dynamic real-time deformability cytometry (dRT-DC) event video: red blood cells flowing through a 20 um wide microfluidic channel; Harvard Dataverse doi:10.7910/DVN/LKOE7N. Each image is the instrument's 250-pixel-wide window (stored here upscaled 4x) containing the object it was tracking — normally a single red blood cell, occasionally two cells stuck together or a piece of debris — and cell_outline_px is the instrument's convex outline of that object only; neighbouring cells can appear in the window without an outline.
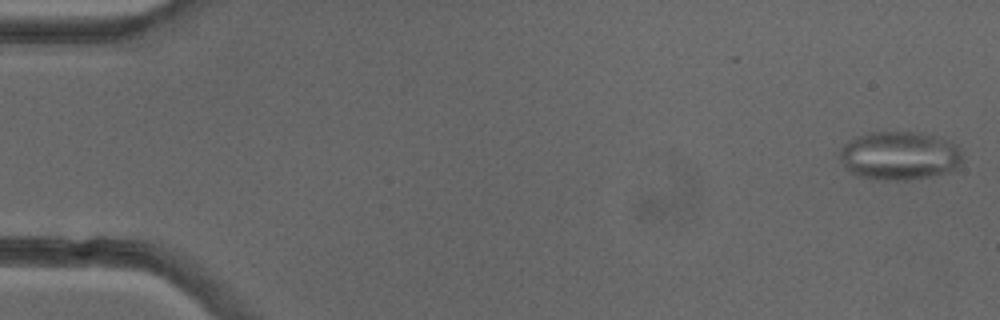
{"species": "common noctule bat (a hibernating species)", "species_latin": "Nyctalus noctula", "temperature_condition": "cold", "stored_images_in_passage": 15, "camera_frame_rate_fps": 3000, "um_per_image_px": 0.085, "animal": {"sex": "female"}, "frame": {"image": 1, "passage_image": 1, "time_ms": 0.0, "image_size_px": [1000, 320], "cell_outline_px": [[964, 160], [956, 168], [948, 172], [908, 180], [884, 180], [856, 176], [844, 168], [840, 160], [840, 148], [844, 144], [856, 136], [868, 132], [912, 132], [936, 136], [956, 144]], "centroid_in_image_um": [76.42, 13.24], "position_along_channel_um": 8.6, "area_um2": 34.85}}